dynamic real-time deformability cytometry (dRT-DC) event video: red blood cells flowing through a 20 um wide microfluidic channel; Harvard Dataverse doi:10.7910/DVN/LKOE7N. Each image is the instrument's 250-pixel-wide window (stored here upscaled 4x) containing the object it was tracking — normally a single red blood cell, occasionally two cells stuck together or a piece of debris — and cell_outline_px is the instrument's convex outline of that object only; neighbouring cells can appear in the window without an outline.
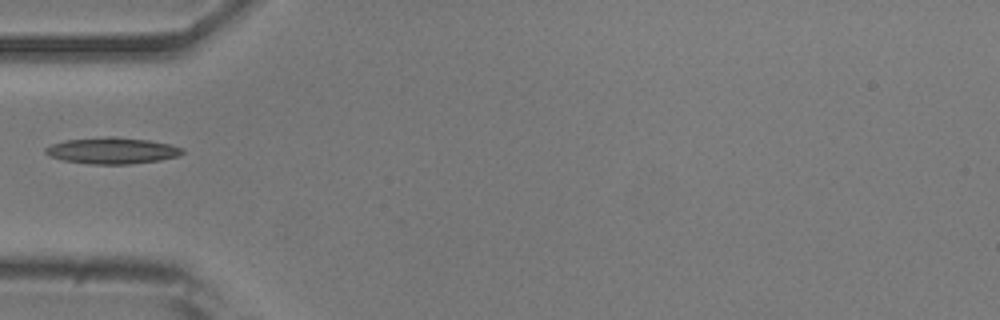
{"species": "common noctule bat (a hibernating species)", "species_latin": "Nyctalus noctula", "temperature_condition": "room temperature", "stored_images_in_passage": 36, "camera_frame_rate_fps": 3000, "um_per_image_px": 0.085, "animal": {"sex": "male", "body_mass_g": 20.5, "forearm_length_mm": 52.5}, "frame": {"image": 1, "passage_image": 1, "time_ms": 0.0, "image_size_px": [1000, 320], "cell_outline_px": [[184, 152], [176, 156], [160, 160], [128, 164], [88, 164], [64, 160], [52, 156], [44, 152], [44, 148], [52, 144], [64, 140], [108, 136], [112, 136], [148, 140], [172, 144], [184, 148]], "centroid_in_image_um": [9.54, 12.79], "position_along_channel_um": 75.5, "area_um2": 20.98}}
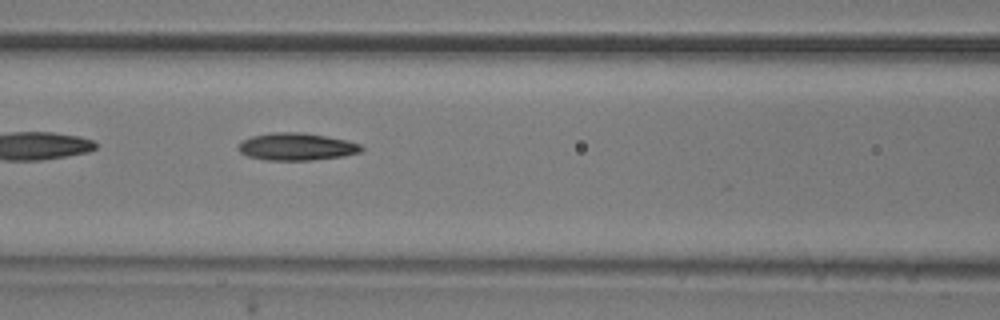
{"frame": {"image": 2, "passage_image": 6, "time_ms": 1.667, "image_size_px": [1000, 320], "cell_outline_px": [[364, 148], [360, 152], [344, 156], [312, 160], [268, 160], [248, 156], [240, 152], [236, 148], [240, 140], [252, 136], [272, 132], [304, 132], [348, 140], [360, 144]], "centroid_in_image_um": [25.19, 12.46], "position_along_channel_um": 141.4, "area_um2": 19.83}}
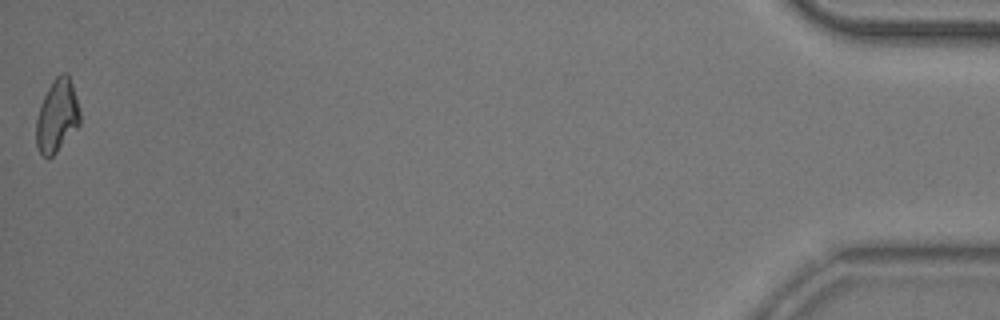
{"frame": {"image": 3, "passage_image": 36, "time_ms": 11.667, "image_size_px": [1000, 320], "cell_outline_px": [[80, 124], [56, 152], [52, 156], [44, 156], [40, 152], [36, 144], [36, 120], [40, 104], [52, 80], [60, 72], [68, 72], [76, 96], [80, 112]], "centroid_in_image_um": [4.85, 9.8], "position_along_channel_um": 430.4, "area_um2": 18.5}}